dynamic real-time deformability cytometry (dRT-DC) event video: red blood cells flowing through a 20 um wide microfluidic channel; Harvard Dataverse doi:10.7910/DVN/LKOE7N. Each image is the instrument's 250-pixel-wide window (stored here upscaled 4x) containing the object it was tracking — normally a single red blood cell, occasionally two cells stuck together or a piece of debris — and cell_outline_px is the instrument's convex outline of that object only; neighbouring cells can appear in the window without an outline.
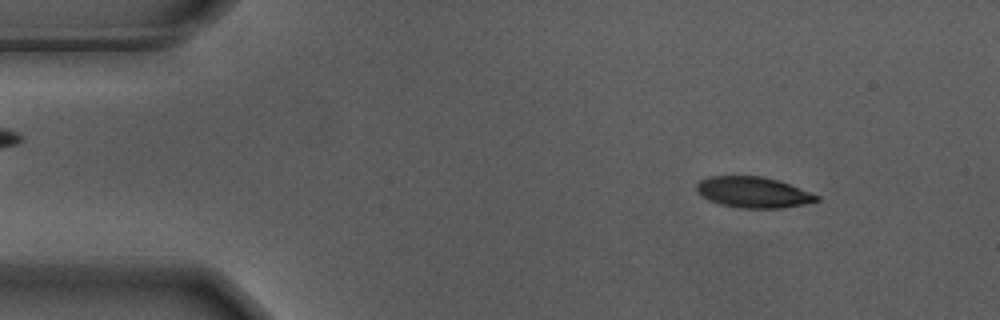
{"species": "Egyptian fruit bat (a non-hibernating species)", "species_latin": "Rousettus aegyptiacus", "temperature_condition": "warm", "stored_images_in_passage": 17, "camera_frame_rate_fps": 3000, "um_per_image_px": 0.085, "animal": {"sex": "male"}, "frame": {"image": 1, "passage_image": 5, "time_ms": 1.333, "image_size_px": [1000, 320], "cell_outline_px": [[820, 200], [804, 204], [780, 208], [740, 208], [720, 204], [704, 196], [696, 188], [696, 184], [700, 180], [708, 176], [764, 176], [788, 184], [820, 196]], "centroid_in_image_um": [64.03, 16.34], "position_along_channel_um": 21.0, "area_um2": 21.27}}
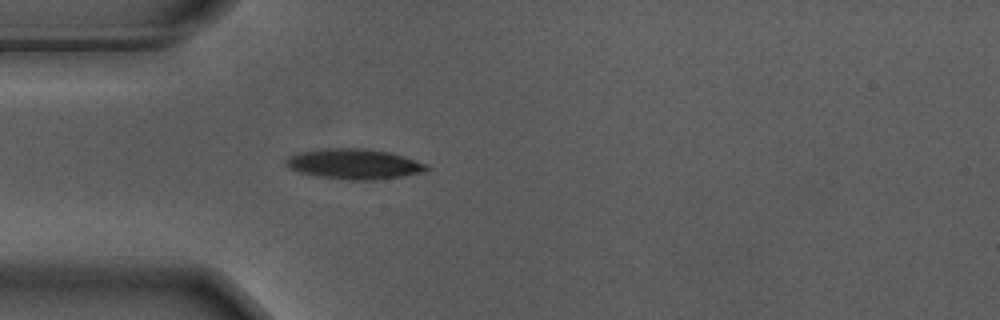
{"frame": {"image": 2, "passage_image": 14, "time_ms": 4.333, "image_size_px": [1000, 320], "cell_outline_px": [[432, 168], [424, 172], [400, 176], [372, 180], [348, 180], [312, 176], [288, 168], [284, 164], [284, 160], [288, 156], [296, 152], [320, 148], [364, 148], [388, 152], [428, 164]], "centroid_in_image_um": [30.02, 13.93], "position_along_channel_um": 55.0, "area_um2": 25.14}}